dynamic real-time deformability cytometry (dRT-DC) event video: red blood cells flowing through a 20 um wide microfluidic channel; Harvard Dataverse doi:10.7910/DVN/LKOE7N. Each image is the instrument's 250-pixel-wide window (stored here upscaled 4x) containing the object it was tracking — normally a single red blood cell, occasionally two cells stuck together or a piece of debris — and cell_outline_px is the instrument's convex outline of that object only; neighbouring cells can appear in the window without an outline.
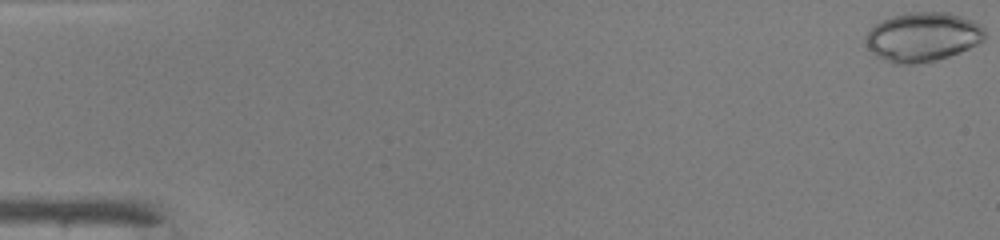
{"species": "common noctule bat (a hibernating species)", "species_latin": "Nyctalus noctula", "temperature_condition": "warm", "stored_images_in_passage": 48, "camera_frame_rate_fps": 3000, "um_per_image_px": 0.085, "animal": {"sex": "male", "body_mass_g": 19.0, "forearm_length_mm": 50.8}, "frame": {"image": 1, "passage_image": 1, "time_ms": 0.0, "image_size_px": [1000, 240], "cell_outline_px": [[984, 40], [960, 52], [936, 60], [912, 64], [892, 64], [876, 56], [868, 48], [864, 40], [864, 36], [876, 24], [892, 16], [908, 12], [948, 12], [972, 20], [980, 24], [984, 28]], "centroid_in_image_um": [78.41, 3.14], "position_along_channel_um": 6.6, "area_um2": 34.1}}
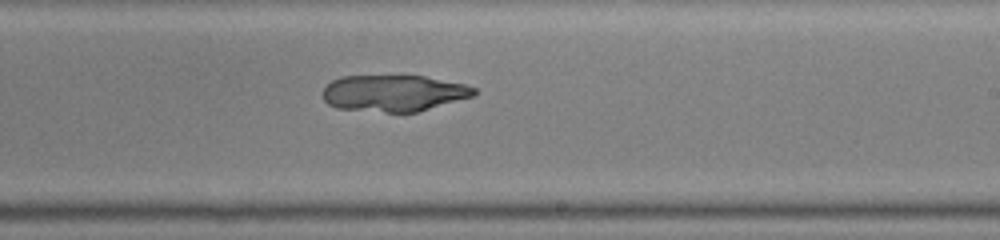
{"frame": {"image": 2, "passage_image": 30, "time_ms": 9.667, "image_size_px": [1000, 240], "cell_outline_px": [[476, 92], [472, 96], [416, 112], [384, 112], [336, 108], [328, 104], [324, 100], [324, 88], [332, 80], [340, 76], [424, 76], [464, 84], [476, 88]], "centroid_in_image_um": [33.44, 7.91], "position_along_channel_um": 255.6, "area_um2": 31.85}}
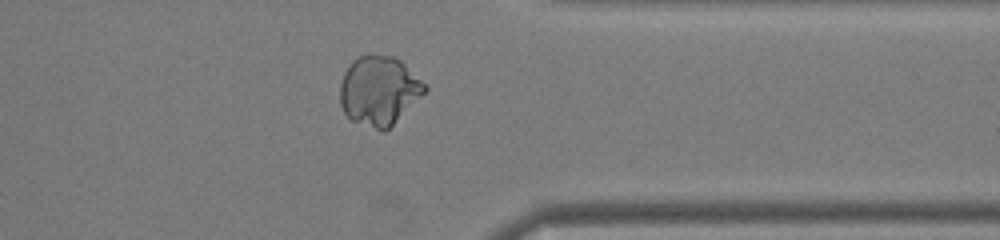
{"frame": {"image": 3, "passage_image": 39, "time_ms": 12.667, "image_size_px": [1000, 240], "cell_outline_px": [[428, 88], [384, 132], [380, 132], [352, 120], [344, 112], [340, 104], [340, 84], [344, 72], [352, 60], [368, 52], [392, 56], [400, 60], [428, 84]], "centroid_in_image_um": [32.2, 7.66], "position_along_channel_um": 379.2, "area_um2": 34.28}}